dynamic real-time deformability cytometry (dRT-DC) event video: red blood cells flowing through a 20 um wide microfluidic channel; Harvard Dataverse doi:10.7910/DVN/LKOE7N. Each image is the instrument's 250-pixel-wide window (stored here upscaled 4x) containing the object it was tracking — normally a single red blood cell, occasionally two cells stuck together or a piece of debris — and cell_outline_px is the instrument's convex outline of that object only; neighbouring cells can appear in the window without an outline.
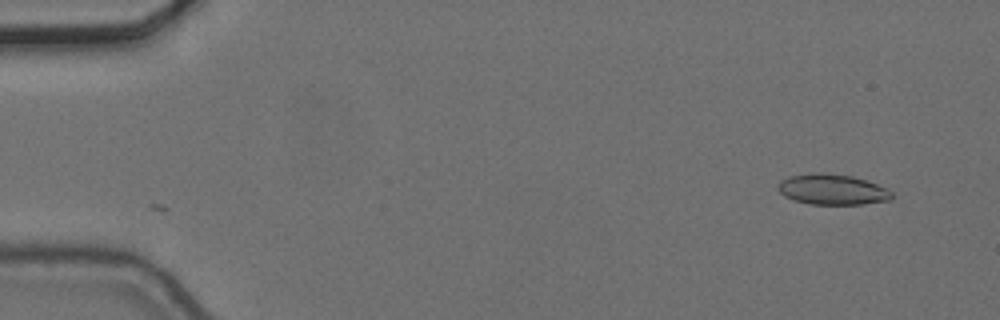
{"species": "common noctule bat (a hibernating species)", "species_latin": "Nyctalus noctula", "temperature_condition": "cold", "stored_images_in_passage": 6, "camera_frame_rate_fps": 3000, "um_per_image_px": 0.085, "animal": {"sex": "female", "body_mass_g": 24.6, "forearm_length_mm": 56.2}, "frame": {"image": 1, "passage_image": 1, "time_ms": 0.0, "image_size_px": [1000, 320], "cell_outline_px": [[892, 200], [860, 204], [812, 204], [796, 200], [784, 196], [776, 188], [776, 184], [780, 180], [788, 176], [816, 172], [820, 172], [852, 176], [876, 184], [892, 192]], "centroid_in_image_um": [70.69, 16.1], "position_along_channel_um": 14.3, "area_um2": 20.17}}
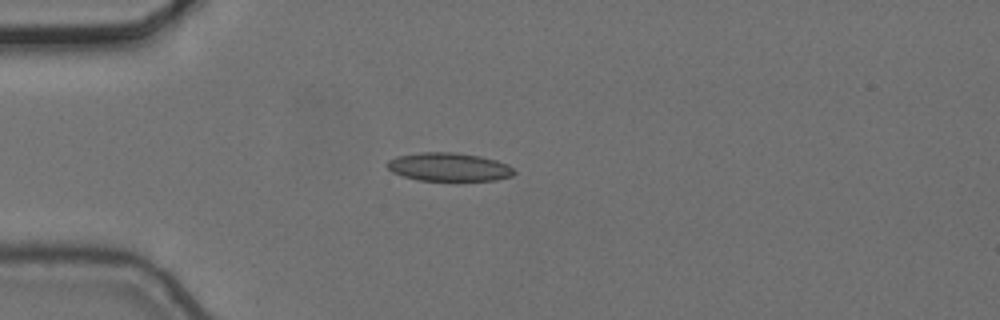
{"frame": {"image": 2, "passage_image": 4, "time_ms": 1.0, "image_size_px": [1000, 320], "cell_outline_px": [[516, 172], [512, 176], [496, 180], [420, 180], [404, 176], [392, 172], [384, 164], [388, 160], [396, 156], [420, 152], [452, 152], [480, 156], [496, 160], [508, 164]], "centroid_in_image_um": [38.14, 14.18], "position_along_channel_um": 46.9, "area_um2": 20.98}}
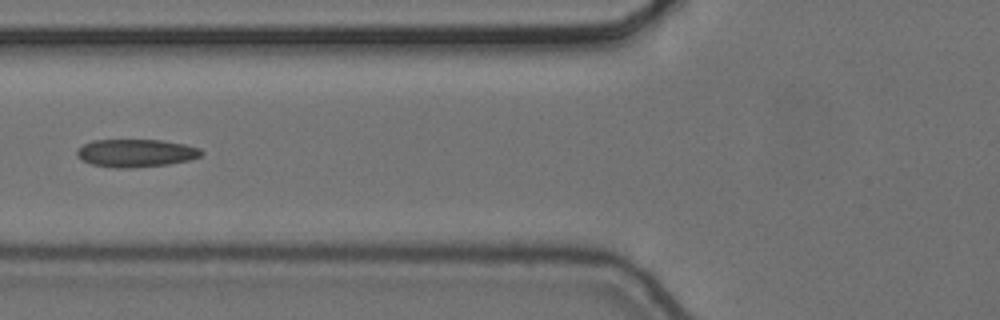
{"frame": {"image": 3, "passage_image": 6, "time_ms": 1.667, "image_size_px": [1000, 320], "cell_outline_px": [[204, 152], [200, 156], [188, 160], [168, 164], [132, 168], [116, 168], [92, 164], [76, 156], [76, 152], [84, 144], [92, 140], [160, 140], [184, 144], [200, 148]], "centroid_in_image_um": [11.56, 13.01], "position_along_channel_um": 114.2, "area_um2": 20.06}}